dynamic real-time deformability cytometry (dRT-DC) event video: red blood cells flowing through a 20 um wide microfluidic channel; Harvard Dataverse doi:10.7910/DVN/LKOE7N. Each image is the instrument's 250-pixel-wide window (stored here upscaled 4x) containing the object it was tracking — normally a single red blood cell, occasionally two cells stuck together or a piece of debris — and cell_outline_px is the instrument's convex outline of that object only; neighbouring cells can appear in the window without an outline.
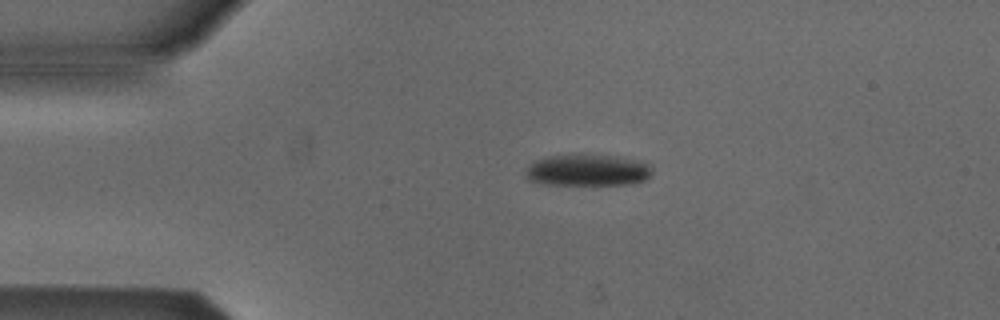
{"species": "Egyptian fruit bat (a non-hibernating species)", "species_latin": "Rousettus aegyptiacus", "temperature_condition": "cold", "stored_images_in_passage": 3, "camera_frame_rate_fps": 3000, "um_per_image_px": 0.085, "animal": {"sex": "male"}, "frame": {"image": 1, "passage_image": 2, "time_ms": 1.0, "image_size_px": [1000, 320], "cell_outline_px": [[652, 172], [644, 180], [628, 184], [544, 184], [528, 180], [528, 168], [536, 160], [548, 156], [616, 156], [648, 164], [652, 168]], "centroid_in_image_um": [49.96, 14.49], "position_along_channel_um": 35.0, "area_um2": 22.31}}